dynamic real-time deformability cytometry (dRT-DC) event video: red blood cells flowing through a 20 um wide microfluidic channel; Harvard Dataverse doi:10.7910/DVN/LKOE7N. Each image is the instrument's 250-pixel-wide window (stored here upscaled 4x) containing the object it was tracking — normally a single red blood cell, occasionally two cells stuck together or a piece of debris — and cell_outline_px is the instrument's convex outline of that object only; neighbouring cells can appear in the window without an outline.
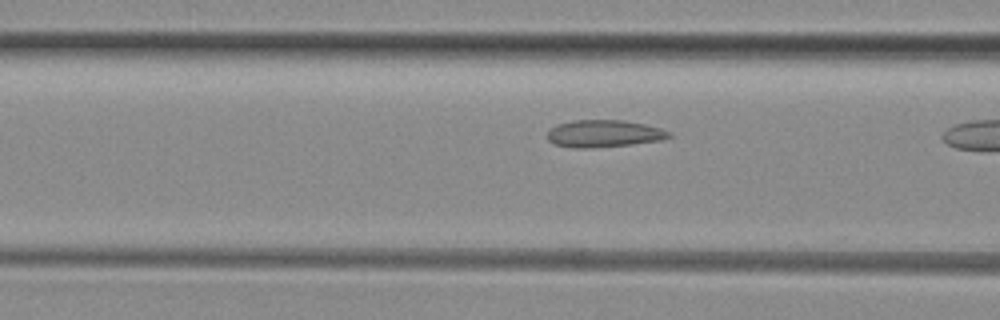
{"species": "common noctule bat (a hibernating species)", "species_latin": "Nyctalus noctula", "temperature_condition": "room temperature", "stored_images_in_passage": 6, "camera_frame_rate_fps": 3000, "um_per_image_px": 0.085, "animal": {"sex": "female", "body_mass_g": 29.2, "forearm_length_mm": 56.3}, "frame": {"image": 1, "passage_image": 5, "time_ms": 1.333, "image_size_px": [1000, 320], "cell_outline_px": [[672, 136], [664, 140], [632, 144], [592, 148], [572, 148], [552, 144], [548, 140], [548, 128], [556, 124], [572, 120], [624, 120], [644, 124], [660, 128], [672, 132]], "centroid_in_image_um": [51.32, 11.36], "position_along_channel_um": 115.3, "area_um2": 19.65}}